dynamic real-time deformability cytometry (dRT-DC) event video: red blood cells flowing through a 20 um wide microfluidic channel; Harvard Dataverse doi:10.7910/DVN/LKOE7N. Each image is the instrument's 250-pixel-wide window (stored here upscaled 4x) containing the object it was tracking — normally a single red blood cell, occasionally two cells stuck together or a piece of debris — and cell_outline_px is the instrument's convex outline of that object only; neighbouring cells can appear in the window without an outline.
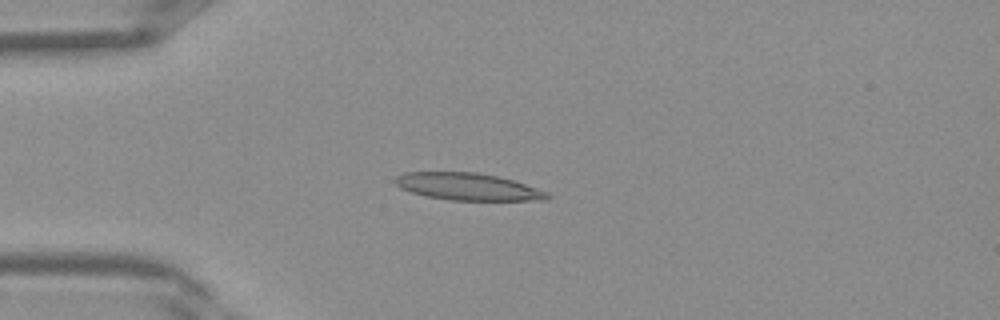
{"species": "Egyptian fruit bat (a non-hibernating species)", "species_latin": "Rousettus aegyptiacus", "temperature_condition": "warm", "stored_images_in_passage": 31, "camera_frame_rate_fps": 3000, "um_per_image_px": 0.085, "frame": {"image": 1, "passage_image": 2, "time_ms": 0.333, "image_size_px": [1000, 320], "cell_outline_px": [[552, 196], [548, 200], [448, 200], [424, 196], [400, 188], [392, 180], [396, 176], [404, 172], [476, 172], [496, 176], [512, 180], [548, 192]], "centroid_in_image_um": [39.73, 15.87], "position_along_channel_um": 45.3, "area_um2": 24.1}}
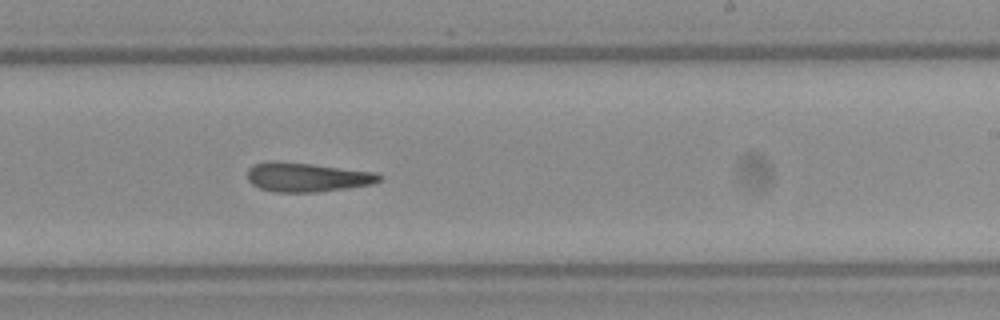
{"frame": {"image": 2, "passage_image": 16, "time_ms": 5.0, "image_size_px": [1000, 320], "cell_outline_px": [[384, 176], [380, 180], [372, 184], [348, 188], [316, 192], [276, 192], [260, 188], [252, 184], [248, 180], [248, 168], [252, 164], [268, 160], [276, 160], [312, 164], [376, 172]], "centroid_in_image_um": [26.08, 15.04], "position_along_channel_um": 262.9, "area_um2": 22.66}}
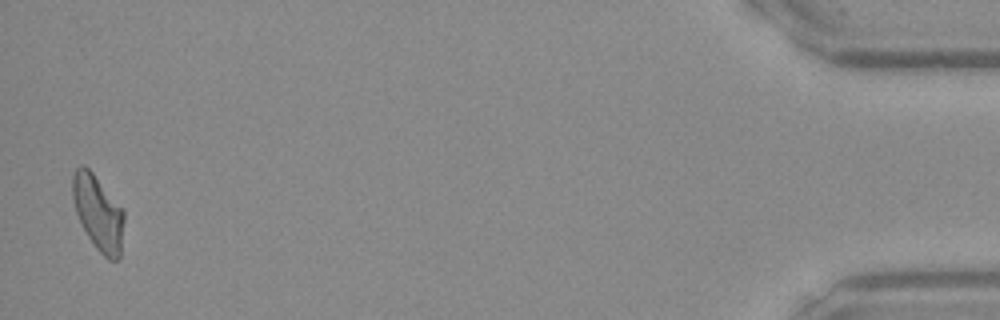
{"frame": {"image": 3, "passage_image": 31, "time_ms": 10.0, "image_size_px": [1000, 320], "cell_outline_px": [[124, 220], [120, 256], [116, 260], [108, 260], [96, 248], [88, 236], [76, 212], [72, 196], [72, 176], [76, 168], [80, 164], [84, 164], [92, 172], [124, 212]], "centroid_in_image_um": [8.33, 18.08], "position_along_channel_um": 426.9, "area_um2": 22.08}}